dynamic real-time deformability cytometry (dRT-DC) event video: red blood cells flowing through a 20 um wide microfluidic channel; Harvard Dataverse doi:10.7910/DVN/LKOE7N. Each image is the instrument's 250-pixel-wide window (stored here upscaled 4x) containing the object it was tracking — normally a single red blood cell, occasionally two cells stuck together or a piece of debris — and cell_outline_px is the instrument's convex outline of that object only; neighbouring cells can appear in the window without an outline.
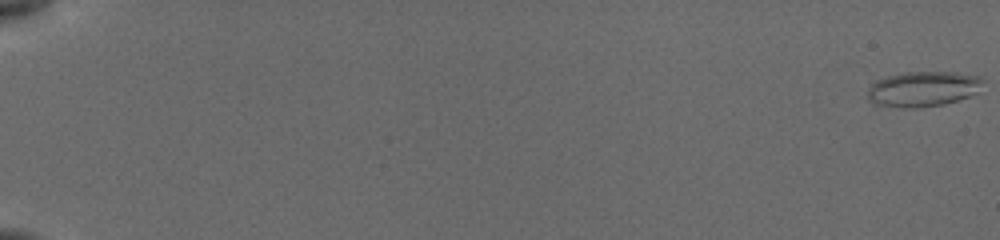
{"species": "common noctule bat (a hibernating species)", "species_latin": "Nyctalus noctula", "temperature_condition": "cold", "stored_images_in_passage": 56, "camera_frame_rate_fps": 3000, "um_per_image_px": 0.085, "animal": {"sex": "female", "body_mass_g": 19.5, "forearm_length_mm": 54.1}, "frame": {"image": 1, "passage_image": 1, "time_ms": 0.0, "image_size_px": [1000, 240], "cell_outline_px": [[984, 80], [980, 92], [944, 104], [920, 108], [900, 108], [872, 104], [868, 100], [868, 88], [872, 80], [904, 72], [956, 72], [980, 76]], "centroid_in_image_um": [78.43, 7.56], "position_along_channel_um": 6.6, "area_um2": 24.22}}
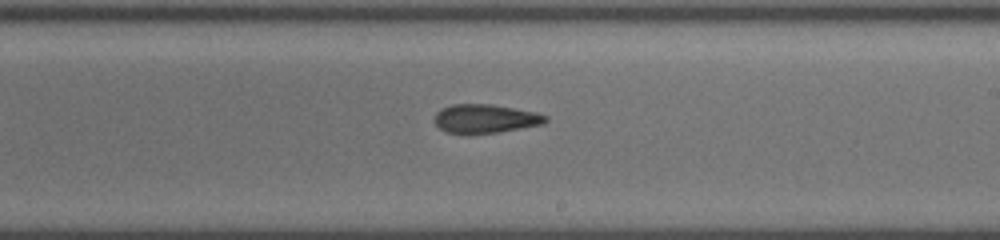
{"frame": {"image": 2, "passage_image": 40, "time_ms": 11.667, "image_size_px": [1000, 240], "cell_outline_px": [[548, 120], [544, 124], [496, 132], [448, 132], [440, 128], [432, 120], [436, 112], [440, 108], [452, 104], [492, 104], [536, 112], [548, 116]], "centroid_in_image_um": [41.25, 10.05], "position_along_channel_um": 247.8, "area_um2": 18.38}}
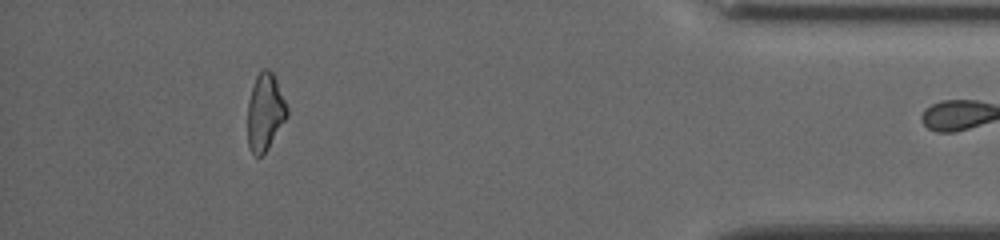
{"frame": {"image": 3, "passage_image": 55, "time_ms": 17.0, "image_size_px": [1000, 240], "cell_outline_px": [[288, 116], [268, 148], [260, 156], [256, 156], [252, 152], [248, 144], [248, 100], [256, 76], [264, 68], [268, 68], [272, 72], [276, 80], [288, 108]], "centroid_in_image_um": [22.53, 9.52], "position_along_channel_um": 412.7, "area_um2": 17.51}}